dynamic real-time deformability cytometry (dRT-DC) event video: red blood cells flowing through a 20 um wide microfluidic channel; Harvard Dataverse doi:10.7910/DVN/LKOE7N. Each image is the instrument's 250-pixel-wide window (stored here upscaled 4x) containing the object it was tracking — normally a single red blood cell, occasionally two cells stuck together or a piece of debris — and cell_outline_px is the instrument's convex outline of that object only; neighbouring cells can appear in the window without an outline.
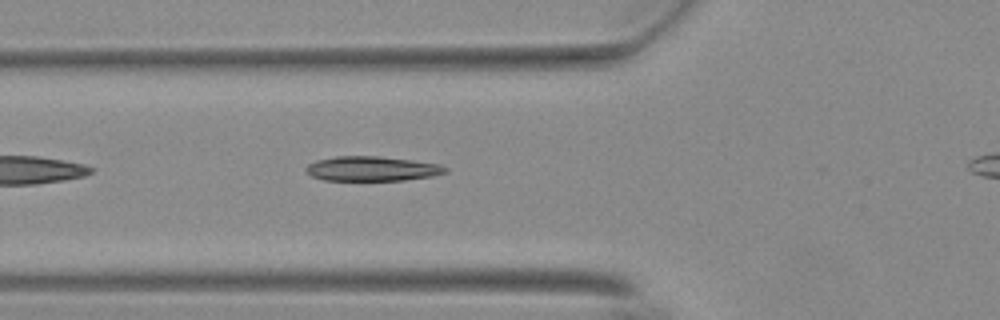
{"species": "Egyptian fruit bat (a non-hibernating species)", "species_latin": "Rousettus aegyptiacus", "temperature_condition": "warm", "stored_images_in_passage": 15, "camera_frame_rate_fps": 3000, "um_per_image_px": 0.085, "animal": {"sex": "female"}, "frame": {"image": 1, "passage_image": 5, "time_ms": 1.333, "image_size_px": [1000, 320], "cell_outline_px": [[448, 172], [432, 176], [404, 180], [324, 180], [312, 176], [304, 168], [308, 164], [316, 160], [336, 156], [380, 156], [440, 164], [448, 168]], "centroid_in_image_um": [31.62, 14.33], "position_along_channel_um": 94.2, "area_um2": 20.0}}
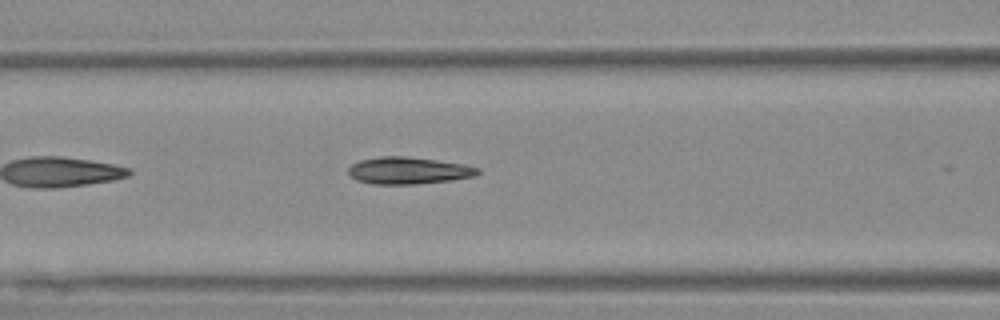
{"frame": {"image": 2, "passage_image": 8, "time_ms": 2.333, "image_size_px": [1000, 320], "cell_outline_px": [[480, 172], [472, 176], [452, 180], [416, 184], [372, 184], [356, 180], [348, 172], [348, 168], [352, 164], [360, 160], [380, 156], [408, 156], [436, 160], [460, 164], [480, 168]], "centroid_in_image_um": [34.68, 14.5], "position_along_channel_um": 131.9, "area_um2": 20.23}}
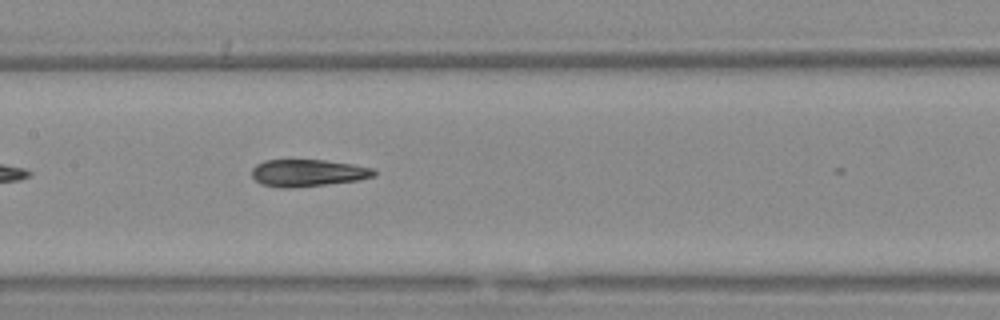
{"frame": {"image": 3, "passage_image": 12, "time_ms": 3.667, "image_size_px": [1000, 320], "cell_outline_px": [[376, 176], [360, 180], [328, 184], [292, 188], [280, 188], [260, 184], [252, 176], [252, 168], [256, 164], [264, 160], [324, 160], [352, 164], [372, 168], [376, 172]], "centroid_in_image_um": [26.16, 14.7], "position_along_channel_um": 181.2, "area_um2": 19.42}}